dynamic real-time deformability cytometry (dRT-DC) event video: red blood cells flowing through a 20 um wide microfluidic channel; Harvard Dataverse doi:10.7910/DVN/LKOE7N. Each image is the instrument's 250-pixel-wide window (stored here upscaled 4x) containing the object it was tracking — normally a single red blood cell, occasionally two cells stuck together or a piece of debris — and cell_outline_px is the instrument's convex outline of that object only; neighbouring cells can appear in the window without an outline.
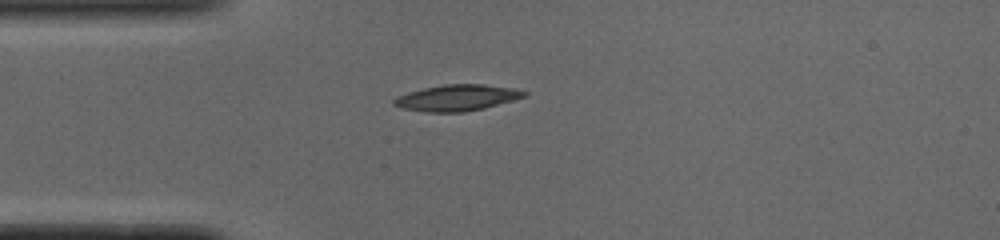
{"species": "common noctule bat (a hibernating species)", "species_latin": "Nyctalus noctula", "temperature_condition": "cold", "stored_images_in_passage": 39, "camera_frame_rate_fps": 3000, "um_per_image_px": 0.085, "animal": {"sex": "male", "body_mass_g": 19.0, "forearm_length_mm": 50.8}, "frame": {"image": 1, "passage_image": 1, "time_ms": 0.0, "image_size_px": [1000, 240], "cell_outline_px": [[528, 92], [524, 96], [512, 100], [484, 108], [464, 112], [428, 112], [404, 108], [392, 104], [392, 100], [396, 96], [408, 92], [424, 88], [448, 84], [480, 84], [512, 88]], "centroid_in_image_um": [38.8, 8.31], "position_along_channel_um": 46.2, "area_um2": 19.54}}
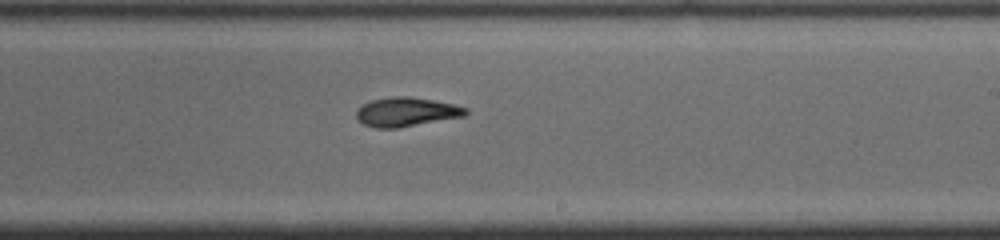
{"frame": {"image": 2, "passage_image": 18, "time_ms": 5.667, "image_size_px": [1000, 240], "cell_outline_px": [[468, 112], [464, 116], [396, 128], [376, 128], [364, 124], [356, 116], [356, 112], [364, 104], [372, 100], [396, 96], [404, 96], [432, 100], [452, 104], [468, 108]], "centroid_in_image_um": [34.55, 9.52], "position_along_channel_um": 254.5, "area_um2": 18.09}}
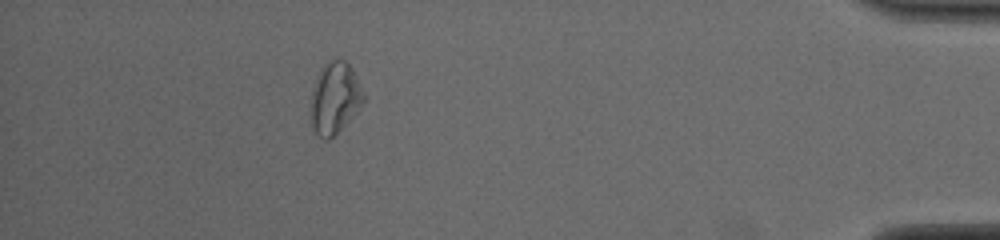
{"frame": {"image": 3, "passage_image": 34, "time_ms": 11.0, "image_size_px": [1000, 240], "cell_outline_px": [[364, 100], [356, 112], [328, 140], [324, 140], [316, 132], [312, 124], [312, 92], [316, 80], [324, 64], [332, 60], [344, 60], [352, 68], [364, 96]], "centroid_in_image_um": [28.46, 8.32], "position_along_channel_um": 406.7, "area_um2": 20.98}, "authors_computed_cell_mechanics": {"area_um2": 19.0162, "velocity_mm_per_s": 3.8819, "shape_relaxation_time_tau1_ms": 7.1587, "shape_relaxation_time_tau2_ms": null, "deformation_change_tau1": 0.1632, "deformation_change_tau2": null}}